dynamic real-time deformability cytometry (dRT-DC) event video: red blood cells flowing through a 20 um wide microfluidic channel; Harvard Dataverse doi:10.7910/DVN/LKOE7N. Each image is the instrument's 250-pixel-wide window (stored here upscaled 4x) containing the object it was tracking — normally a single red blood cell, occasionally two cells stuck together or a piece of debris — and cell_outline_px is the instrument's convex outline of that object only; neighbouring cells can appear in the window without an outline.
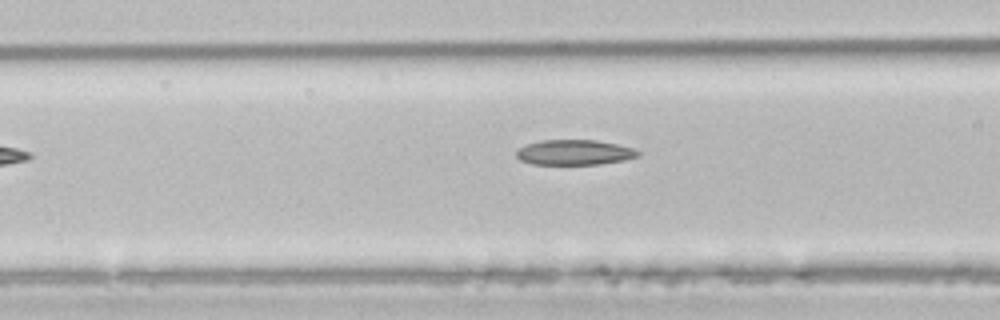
{"species": "common noctule bat (a hibernating species)", "species_latin": "Nyctalus noctula", "temperature_condition": "room temperature", "stored_images_in_passage": 4, "segment_of_instrument_passage": [2, 2], "camera_frame_rate_fps": 3000, "um_per_image_px": 0.085, "animal": {"sex": "male", "body_mass_g": 21.5, "forearm_length_mm": 52.0}, "frame": {"image": 1, "passage_image": 4, "time_ms": 4.0, "image_size_px": [1000, 320], "cell_outline_px": [[640, 156], [624, 160], [600, 164], [532, 164], [520, 160], [516, 156], [516, 152], [520, 148], [528, 144], [544, 140], [596, 140], [616, 144], [632, 148], [640, 152]], "centroid_in_image_um": [48.84, 12.96], "position_along_channel_um": 117.8, "area_um2": 17.69}}